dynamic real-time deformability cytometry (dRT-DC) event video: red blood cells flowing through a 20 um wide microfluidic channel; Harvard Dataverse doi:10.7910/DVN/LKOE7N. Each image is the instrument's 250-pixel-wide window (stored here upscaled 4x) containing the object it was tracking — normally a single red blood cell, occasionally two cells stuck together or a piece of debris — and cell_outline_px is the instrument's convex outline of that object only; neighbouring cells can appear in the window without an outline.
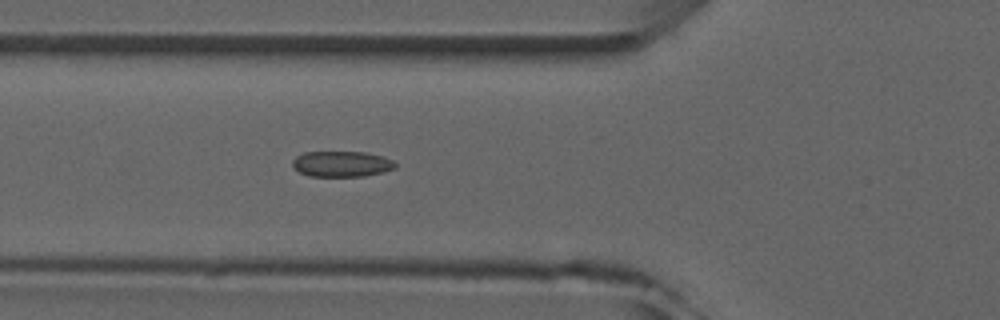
{"species": "common noctule bat (a hibernating species)", "species_latin": "Nyctalus noctula", "temperature_condition": "room temperature", "stored_images_in_passage": 6, "camera_frame_rate_fps": 3000, "um_per_image_px": 0.085, "animal": {"sex": "male", "forearm_length_mm": 52.5}, "frame": {"image": 1, "passage_image": 6, "time_ms": 5.667, "image_size_px": [1000, 320], "cell_outline_px": [[396, 168], [364, 176], [308, 176], [292, 168], [292, 160], [296, 156], [304, 152], [364, 152], [380, 156], [392, 160], [396, 164]], "centroid_in_image_um": [28.98, 13.93], "position_along_channel_um": 96.8, "area_um2": 15.32}}